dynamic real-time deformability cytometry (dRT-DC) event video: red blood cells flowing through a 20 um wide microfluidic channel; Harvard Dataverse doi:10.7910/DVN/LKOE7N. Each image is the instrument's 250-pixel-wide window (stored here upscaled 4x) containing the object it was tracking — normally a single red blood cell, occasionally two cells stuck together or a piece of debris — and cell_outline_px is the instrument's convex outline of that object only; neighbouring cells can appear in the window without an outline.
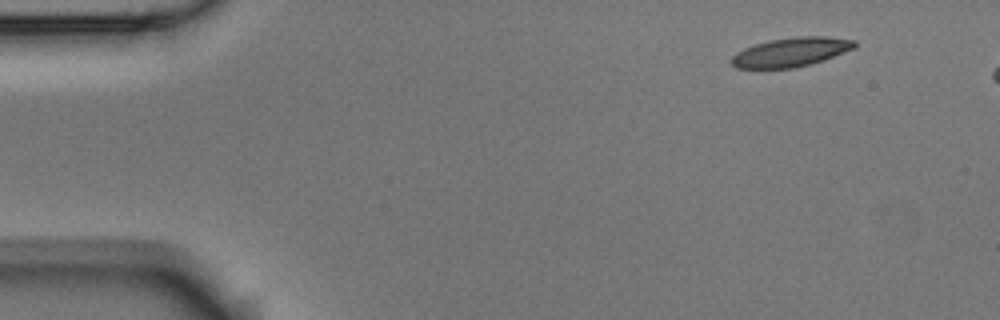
{"species": "Egyptian fruit bat (a non-hibernating species)", "species_latin": "Rousettus aegyptiacus", "temperature_condition": "room temperature", "stored_images_in_passage": 5, "segment_of_instrument_passage": [2, 2], "camera_frame_rate_fps": 3000, "um_per_image_px": 0.085, "animal": {"sex": "male"}, "frame": {"image": 1, "passage_image": 5, "time_ms": 1.333, "image_size_px": [1000, 320], "cell_outline_px": [[856, 48], [824, 60], [812, 64], [792, 68], [736, 68], [728, 60], [736, 52], [744, 48], [768, 40], [796, 36], [828, 36], [856, 40]], "centroid_in_image_um": [67.25, 4.42], "position_along_channel_um": 17.8, "area_um2": 21.15}}